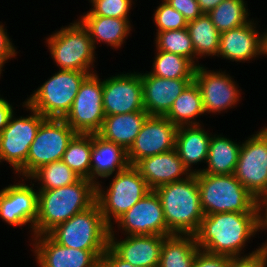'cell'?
<instances>
[{"mask_svg": "<svg viewBox=\"0 0 267 267\" xmlns=\"http://www.w3.org/2000/svg\"><path fill=\"white\" fill-rule=\"evenodd\" d=\"M257 212H222L204 215L196 242L211 254L236 256L249 236L262 226Z\"/></svg>", "mask_w": 267, "mask_h": 267, "instance_id": "6da1fadb", "label": "cell"}, {"mask_svg": "<svg viewBox=\"0 0 267 267\" xmlns=\"http://www.w3.org/2000/svg\"><path fill=\"white\" fill-rule=\"evenodd\" d=\"M95 203L96 185L84 178L68 186L41 190L38 194L35 232H39V235L45 233L47 236L56 226L89 209Z\"/></svg>", "mask_w": 267, "mask_h": 267, "instance_id": "7a4b0ae2", "label": "cell"}, {"mask_svg": "<svg viewBox=\"0 0 267 267\" xmlns=\"http://www.w3.org/2000/svg\"><path fill=\"white\" fill-rule=\"evenodd\" d=\"M158 195L167 229L171 234L182 232L193 236L204 217L197 182V172L154 189Z\"/></svg>", "mask_w": 267, "mask_h": 267, "instance_id": "3957f363", "label": "cell"}, {"mask_svg": "<svg viewBox=\"0 0 267 267\" xmlns=\"http://www.w3.org/2000/svg\"><path fill=\"white\" fill-rule=\"evenodd\" d=\"M204 215L222 212H258L260 204L234 174L215 175L197 172Z\"/></svg>", "mask_w": 267, "mask_h": 267, "instance_id": "277c9868", "label": "cell"}, {"mask_svg": "<svg viewBox=\"0 0 267 267\" xmlns=\"http://www.w3.org/2000/svg\"><path fill=\"white\" fill-rule=\"evenodd\" d=\"M110 229L99 205L95 203L89 209L56 226L48 235L64 247L105 252L109 247Z\"/></svg>", "mask_w": 267, "mask_h": 267, "instance_id": "5b68a950", "label": "cell"}, {"mask_svg": "<svg viewBox=\"0 0 267 267\" xmlns=\"http://www.w3.org/2000/svg\"><path fill=\"white\" fill-rule=\"evenodd\" d=\"M88 72L60 70L27 101L29 108L45 118L64 119Z\"/></svg>", "mask_w": 267, "mask_h": 267, "instance_id": "8992f818", "label": "cell"}, {"mask_svg": "<svg viewBox=\"0 0 267 267\" xmlns=\"http://www.w3.org/2000/svg\"><path fill=\"white\" fill-rule=\"evenodd\" d=\"M76 134L64 119L46 118L30 145L24 175L30 176L39 167L62 160L68 143Z\"/></svg>", "mask_w": 267, "mask_h": 267, "instance_id": "52a82bcc", "label": "cell"}, {"mask_svg": "<svg viewBox=\"0 0 267 267\" xmlns=\"http://www.w3.org/2000/svg\"><path fill=\"white\" fill-rule=\"evenodd\" d=\"M150 190L139 171L130 165L127 169L118 171L105 197L98 186L96 187V203L105 222L111 228L109 212L118 220Z\"/></svg>", "mask_w": 267, "mask_h": 267, "instance_id": "ba28073f", "label": "cell"}, {"mask_svg": "<svg viewBox=\"0 0 267 267\" xmlns=\"http://www.w3.org/2000/svg\"><path fill=\"white\" fill-rule=\"evenodd\" d=\"M105 119L103 85L89 74L81 84L65 122L77 134H97Z\"/></svg>", "mask_w": 267, "mask_h": 267, "instance_id": "9c48e42d", "label": "cell"}, {"mask_svg": "<svg viewBox=\"0 0 267 267\" xmlns=\"http://www.w3.org/2000/svg\"><path fill=\"white\" fill-rule=\"evenodd\" d=\"M60 30L49 40L51 54L62 70L86 72L93 59V39L81 24Z\"/></svg>", "mask_w": 267, "mask_h": 267, "instance_id": "30bf717a", "label": "cell"}, {"mask_svg": "<svg viewBox=\"0 0 267 267\" xmlns=\"http://www.w3.org/2000/svg\"><path fill=\"white\" fill-rule=\"evenodd\" d=\"M234 175L256 199L267 193V128L240 148Z\"/></svg>", "mask_w": 267, "mask_h": 267, "instance_id": "8fae6325", "label": "cell"}, {"mask_svg": "<svg viewBox=\"0 0 267 267\" xmlns=\"http://www.w3.org/2000/svg\"><path fill=\"white\" fill-rule=\"evenodd\" d=\"M34 111L35 116L20 118L10 121L0 133V159L10 162L17 171L25 173V162L29 153V148L41 123L46 119L38 111Z\"/></svg>", "mask_w": 267, "mask_h": 267, "instance_id": "7c38bea8", "label": "cell"}, {"mask_svg": "<svg viewBox=\"0 0 267 267\" xmlns=\"http://www.w3.org/2000/svg\"><path fill=\"white\" fill-rule=\"evenodd\" d=\"M177 126L165 116L149 115L127 150L130 165L139 160L175 149Z\"/></svg>", "mask_w": 267, "mask_h": 267, "instance_id": "4fadbf2b", "label": "cell"}, {"mask_svg": "<svg viewBox=\"0 0 267 267\" xmlns=\"http://www.w3.org/2000/svg\"><path fill=\"white\" fill-rule=\"evenodd\" d=\"M102 85L105 116L145 110L141 75H120Z\"/></svg>", "mask_w": 267, "mask_h": 267, "instance_id": "5bb4252c", "label": "cell"}, {"mask_svg": "<svg viewBox=\"0 0 267 267\" xmlns=\"http://www.w3.org/2000/svg\"><path fill=\"white\" fill-rule=\"evenodd\" d=\"M131 235H172L167 229L160 199L150 190L119 219Z\"/></svg>", "mask_w": 267, "mask_h": 267, "instance_id": "9a60e30c", "label": "cell"}, {"mask_svg": "<svg viewBox=\"0 0 267 267\" xmlns=\"http://www.w3.org/2000/svg\"><path fill=\"white\" fill-rule=\"evenodd\" d=\"M194 79H166L151 74L141 75L143 106L151 116H166L177 97Z\"/></svg>", "mask_w": 267, "mask_h": 267, "instance_id": "2e32d148", "label": "cell"}, {"mask_svg": "<svg viewBox=\"0 0 267 267\" xmlns=\"http://www.w3.org/2000/svg\"><path fill=\"white\" fill-rule=\"evenodd\" d=\"M0 216L9 224L33 222L38 216V195L31 187L13 185L0 192Z\"/></svg>", "mask_w": 267, "mask_h": 267, "instance_id": "e0dca14e", "label": "cell"}, {"mask_svg": "<svg viewBox=\"0 0 267 267\" xmlns=\"http://www.w3.org/2000/svg\"><path fill=\"white\" fill-rule=\"evenodd\" d=\"M164 237L166 236L130 235L116 244L110 231L109 247L132 266L158 267Z\"/></svg>", "mask_w": 267, "mask_h": 267, "instance_id": "ac0fdd59", "label": "cell"}, {"mask_svg": "<svg viewBox=\"0 0 267 267\" xmlns=\"http://www.w3.org/2000/svg\"><path fill=\"white\" fill-rule=\"evenodd\" d=\"M43 241V242H42ZM40 240L37 259L41 267H95L100 263L104 252L64 247L55 242L49 235Z\"/></svg>", "mask_w": 267, "mask_h": 267, "instance_id": "d6986e66", "label": "cell"}, {"mask_svg": "<svg viewBox=\"0 0 267 267\" xmlns=\"http://www.w3.org/2000/svg\"><path fill=\"white\" fill-rule=\"evenodd\" d=\"M196 66L194 82L199 87L205 111H219L231 106L238 98L231 79L225 75L207 73Z\"/></svg>", "mask_w": 267, "mask_h": 267, "instance_id": "ffe728a7", "label": "cell"}, {"mask_svg": "<svg viewBox=\"0 0 267 267\" xmlns=\"http://www.w3.org/2000/svg\"><path fill=\"white\" fill-rule=\"evenodd\" d=\"M134 167L146 180L147 186L151 190L164 184L179 181V178L177 179L179 174L187 170L175 149L143 158Z\"/></svg>", "mask_w": 267, "mask_h": 267, "instance_id": "44dd1931", "label": "cell"}, {"mask_svg": "<svg viewBox=\"0 0 267 267\" xmlns=\"http://www.w3.org/2000/svg\"><path fill=\"white\" fill-rule=\"evenodd\" d=\"M148 116L149 114L145 110L105 116L102 127L97 134L128 150Z\"/></svg>", "mask_w": 267, "mask_h": 267, "instance_id": "7402d4cb", "label": "cell"}, {"mask_svg": "<svg viewBox=\"0 0 267 267\" xmlns=\"http://www.w3.org/2000/svg\"><path fill=\"white\" fill-rule=\"evenodd\" d=\"M252 27L247 23L221 33L218 54L233 60H247L257 52L261 53L262 39Z\"/></svg>", "mask_w": 267, "mask_h": 267, "instance_id": "603a6c76", "label": "cell"}, {"mask_svg": "<svg viewBox=\"0 0 267 267\" xmlns=\"http://www.w3.org/2000/svg\"><path fill=\"white\" fill-rule=\"evenodd\" d=\"M95 159V164L91 165L93 174L100 177H107L115 171H123L130 166L127 150L114 142L105 140L98 134H92V153L91 161ZM95 171V173H94Z\"/></svg>", "mask_w": 267, "mask_h": 267, "instance_id": "cb8c5ba5", "label": "cell"}, {"mask_svg": "<svg viewBox=\"0 0 267 267\" xmlns=\"http://www.w3.org/2000/svg\"><path fill=\"white\" fill-rule=\"evenodd\" d=\"M210 140L204 131L197 129L195 123L188 130L183 131L182 126L177 128L175 150L186 168L191 163L207 160Z\"/></svg>", "mask_w": 267, "mask_h": 267, "instance_id": "d4e9b609", "label": "cell"}, {"mask_svg": "<svg viewBox=\"0 0 267 267\" xmlns=\"http://www.w3.org/2000/svg\"><path fill=\"white\" fill-rule=\"evenodd\" d=\"M176 235L164 237L158 267H193L198 252L195 235L192 237L193 242L191 238L183 239Z\"/></svg>", "mask_w": 267, "mask_h": 267, "instance_id": "484cf974", "label": "cell"}, {"mask_svg": "<svg viewBox=\"0 0 267 267\" xmlns=\"http://www.w3.org/2000/svg\"><path fill=\"white\" fill-rule=\"evenodd\" d=\"M240 148L229 139L211 138L207 157L209 169L201 172L215 175L234 174Z\"/></svg>", "mask_w": 267, "mask_h": 267, "instance_id": "4316f807", "label": "cell"}, {"mask_svg": "<svg viewBox=\"0 0 267 267\" xmlns=\"http://www.w3.org/2000/svg\"><path fill=\"white\" fill-rule=\"evenodd\" d=\"M88 137L89 139H87ZM91 153L92 134H76L68 143L67 149L63 154L62 161L66 163L80 178L92 181L94 175L92 174V171H89L92 164Z\"/></svg>", "mask_w": 267, "mask_h": 267, "instance_id": "83f0119b", "label": "cell"}, {"mask_svg": "<svg viewBox=\"0 0 267 267\" xmlns=\"http://www.w3.org/2000/svg\"><path fill=\"white\" fill-rule=\"evenodd\" d=\"M83 26L90 33L91 39L96 36L100 40L114 46L121 45L129 26L127 19L103 16H84L81 21Z\"/></svg>", "mask_w": 267, "mask_h": 267, "instance_id": "f1b7e54d", "label": "cell"}, {"mask_svg": "<svg viewBox=\"0 0 267 267\" xmlns=\"http://www.w3.org/2000/svg\"><path fill=\"white\" fill-rule=\"evenodd\" d=\"M195 53L216 54L219 50L220 32L207 14H202L187 25Z\"/></svg>", "mask_w": 267, "mask_h": 267, "instance_id": "f546056e", "label": "cell"}, {"mask_svg": "<svg viewBox=\"0 0 267 267\" xmlns=\"http://www.w3.org/2000/svg\"><path fill=\"white\" fill-rule=\"evenodd\" d=\"M203 101L197 84L193 81L174 101L168 114L165 116L171 123L177 127L182 126L183 120L204 113Z\"/></svg>", "mask_w": 267, "mask_h": 267, "instance_id": "4dcf8cb0", "label": "cell"}, {"mask_svg": "<svg viewBox=\"0 0 267 267\" xmlns=\"http://www.w3.org/2000/svg\"><path fill=\"white\" fill-rule=\"evenodd\" d=\"M154 64L151 75L166 79H194L196 66L181 55L159 50Z\"/></svg>", "mask_w": 267, "mask_h": 267, "instance_id": "1f68e13d", "label": "cell"}, {"mask_svg": "<svg viewBox=\"0 0 267 267\" xmlns=\"http://www.w3.org/2000/svg\"><path fill=\"white\" fill-rule=\"evenodd\" d=\"M246 14L243 0H223L207 15L217 30L223 33L247 24Z\"/></svg>", "mask_w": 267, "mask_h": 267, "instance_id": "d6a6232c", "label": "cell"}, {"mask_svg": "<svg viewBox=\"0 0 267 267\" xmlns=\"http://www.w3.org/2000/svg\"><path fill=\"white\" fill-rule=\"evenodd\" d=\"M30 176L43 179L44 186L41 190H51L68 186L80 179L62 160L45 164L35 170Z\"/></svg>", "mask_w": 267, "mask_h": 267, "instance_id": "836d02e7", "label": "cell"}, {"mask_svg": "<svg viewBox=\"0 0 267 267\" xmlns=\"http://www.w3.org/2000/svg\"><path fill=\"white\" fill-rule=\"evenodd\" d=\"M157 42L159 50L178 54L192 61L191 55L195 53V49L187 28L159 32Z\"/></svg>", "mask_w": 267, "mask_h": 267, "instance_id": "e575fe53", "label": "cell"}, {"mask_svg": "<svg viewBox=\"0 0 267 267\" xmlns=\"http://www.w3.org/2000/svg\"><path fill=\"white\" fill-rule=\"evenodd\" d=\"M154 18L159 32L181 30L188 25L185 17L166 1L156 10Z\"/></svg>", "mask_w": 267, "mask_h": 267, "instance_id": "d590c367", "label": "cell"}, {"mask_svg": "<svg viewBox=\"0 0 267 267\" xmlns=\"http://www.w3.org/2000/svg\"><path fill=\"white\" fill-rule=\"evenodd\" d=\"M95 9L85 16H103L127 19L130 0H93Z\"/></svg>", "mask_w": 267, "mask_h": 267, "instance_id": "8d00e7d4", "label": "cell"}, {"mask_svg": "<svg viewBox=\"0 0 267 267\" xmlns=\"http://www.w3.org/2000/svg\"><path fill=\"white\" fill-rule=\"evenodd\" d=\"M267 260V246L250 254L246 258L238 260L235 256L230 257L228 267H264Z\"/></svg>", "mask_w": 267, "mask_h": 267, "instance_id": "74e56055", "label": "cell"}, {"mask_svg": "<svg viewBox=\"0 0 267 267\" xmlns=\"http://www.w3.org/2000/svg\"><path fill=\"white\" fill-rule=\"evenodd\" d=\"M174 9L179 11L187 20V22L195 20L203 13L199 8L197 0H165Z\"/></svg>", "mask_w": 267, "mask_h": 267, "instance_id": "f35d334b", "label": "cell"}, {"mask_svg": "<svg viewBox=\"0 0 267 267\" xmlns=\"http://www.w3.org/2000/svg\"><path fill=\"white\" fill-rule=\"evenodd\" d=\"M230 256L202 253L196 254L193 267H228Z\"/></svg>", "mask_w": 267, "mask_h": 267, "instance_id": "ab89813d", "label": "cell"}, {"mask_svg": "<svg viewBox=\"0 0 267 267\" xmlns=\"http://www.w3.org/2000/svg\"><path fill=\"white\" fill-rule=\"evenodd\" d=\"M100 263L103 267H141L132 266L129 262L124 261L110 247L106 249L100 258Z\"/></svg>", "mask_w": 267, "mask_h": 267, "instance_id": "60d3db41", "label": "cell"}, {"mask_svg": "<svg viewBox=\"0 0 267 267\" xmlns=\"http://www.w3.org/2000/svg\"><path fill=\"white\" fill-rule=\"evenodd\" d=\"M15 50L12 47L9 39L5 35L2 26H0V62H3L14 54Z\"/></svg>", "mask_w": 267, "mask_h": 267, "instance_id": "b9f144b4", "label": "cell"}, {"mask_svg": "<svg viewBox=\"0 0 267 267\" xmlns=\"http://www.w3.org/2000/svg\"><path fill=\"white\" fill-rule=\"evenodd\" d=\"M12 108L4 99L0 98V133L12 119Z\"/></svg>", "mask_w": 267, "mask_h": 267, "instance_id": "7bdbcfd3", "label": "cell"}, {"mask_svg": "<svg viewBox=\"0 0 267 267\" xmlns=\"http://www.w3.org/2000/svg\"><path fill=\"white\" fill-rule=\"evenodd\" d=\"M223 0H197L199 8L203 14H208Z\"/></svg>", "mask_w": 267, "mask_h": 267, "instance_id": "ee69618b", "label": "cell"}, {"mask_svg": "<svg viewBox=\"0 0 267 267\" xmlns=\"http://www.w3.org/2000/svg\"><path fill=\"white\" fill-rule=\"evenodd\" d=\"M262 52L267 54V34L262 38Z\"/></svg>", "mask_w": 267, "mask_h": 267, "instance_id": "f6af8a7d", "label": "cell"}, {"mask_svg": "<svg viewBox=\"0 0 267 267\" xmlns=\"http://www.w3.org/2000/svg\"><path fill=\"white\" fill-rule=\"evenodd\" d=\"M266 196H265V198H264V201L266 200L267 201V193L265 194ZM267 204V203H266ZM267 210V209H266ZM266 221V222H265ZM264 221V225L266 224L267 225V215H266V220Z\"/></svg>", "mask_w": 267, "mask_h": 267, "instance_id": "bcb514c9", "label": "cell"}, {"mask_svg": "<svg viewBox=\"0 0 267 267\" xmlns=\"http://www.w3.org/2000/svg\"><path fill=\"white\" fill-rule=\"evenodd\" d=\"M95 267H103L101 263H99L98 265H96Z\"/></svg>", "mask_w": 267, "mask_h": 267, "instance_id": "7dc6e473", "label": "cell"}]
</instances>
